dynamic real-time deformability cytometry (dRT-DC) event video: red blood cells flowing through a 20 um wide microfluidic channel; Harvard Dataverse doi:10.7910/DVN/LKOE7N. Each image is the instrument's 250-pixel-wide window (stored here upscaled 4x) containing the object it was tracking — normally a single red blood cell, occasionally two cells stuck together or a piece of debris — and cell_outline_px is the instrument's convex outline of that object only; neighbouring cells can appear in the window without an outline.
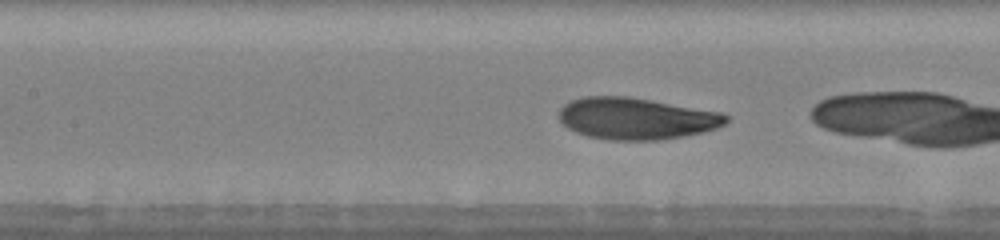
{"species": "human", "species_latin": "Homo sapiens", "temperature_condition": "warm", "stored_images_in_passage": 20, "camera_frame_rate_fps": 3000, "um_per_image_px": 0.085, "donor": {"sex": "male"}, "frame": {"image": 1, "passage_image": 18, "time_ms": 5.667, "image_size_px": [1000, 240], "cell_outline_px": [[728, 120], [724, 124], [716, 128], [704, 132], [660, 140], [608, 140], [588, 136], [576, 132], [568, 128], [560, 120], [560, 108], [564, 104], [572, 100], [584, 96], [628, 96], [652, 100], [720, 112], [728, 116]], "centroid_in_image_um": [54.07, 10.07], "position_along_channel_um": 153.3, "area_um2": 40.52}}